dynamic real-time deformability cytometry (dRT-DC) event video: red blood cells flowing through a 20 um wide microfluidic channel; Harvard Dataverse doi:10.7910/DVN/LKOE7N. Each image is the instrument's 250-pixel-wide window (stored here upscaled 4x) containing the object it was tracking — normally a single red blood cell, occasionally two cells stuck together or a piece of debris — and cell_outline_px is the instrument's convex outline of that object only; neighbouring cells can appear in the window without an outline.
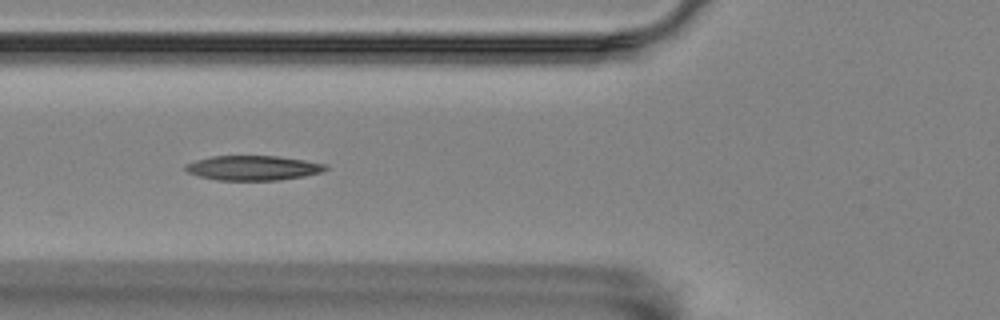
{"species": "Egyptian fruit bat (a non-hibernating species)", "species_latin": "Rousettus aegyptiacus", "temperature_condition": "room temperature", "stored_images_in_passage": 25, "camera_frame_rate_fps": 3000, "um_per_image_px": 0.085, "animal": {"sex": "female"}, "frame": {"image": 1, "passage_image": 18, "time_ms": 5.667, "image_size_px": [1000, 320], "cell_outline_px": [[328, 168], [320, 172], [304, 176], [280, 180], [216, 180], [200, 176], [188, 172], [184, 168], [184, 164], [196, 160], [212, 156], [276, 156], [304, 160], [328, 164]], "centroid_in_image_um": [21.51, 14.27], "position_along_channel_um": 104.3, "area_um2": 20.11}}
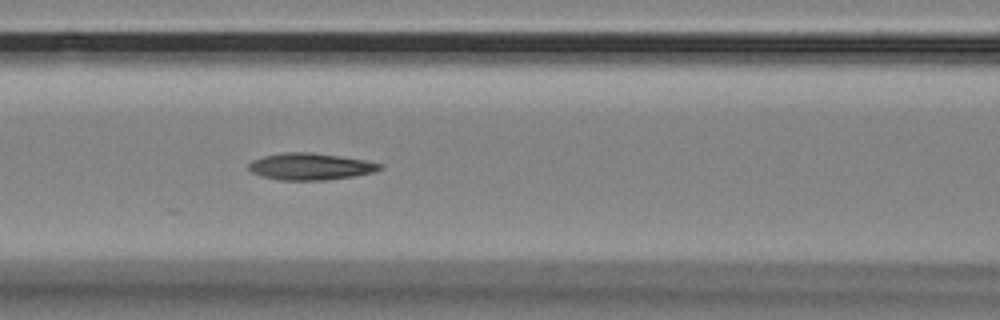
{"frame": {"image": 2, "passage_image": 21, "time_ms": 6.667, "image_size_px": [1000, 320], "cell_outline_px": [[384, 168], [372, 172], [352, 176], [328, 180], [280, 180], [260, 176], [252, 172], [248, 168], [248, 164], [252, 160], [264, 156], [284, 152], [312, 152], [368, 160], [384, 164]], "centroid_in_image_um": [26.4, 14.15], "position_along_channel_um": 140.2, "area_um2": 20.63}}
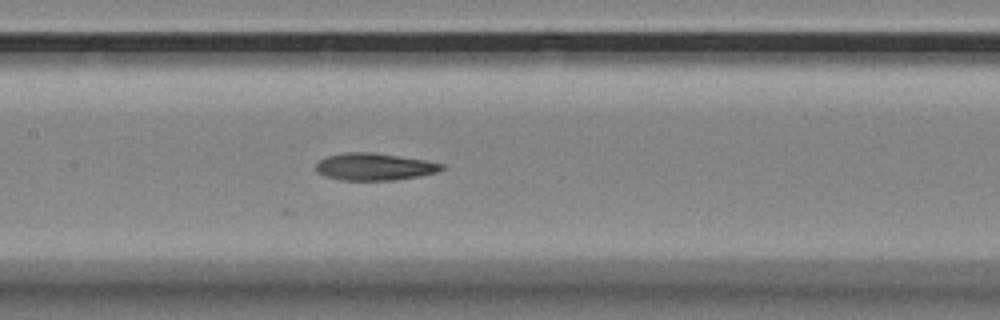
{"frame": {"image": 3, "passage_image": 24, "time_ms": 7.667, "image_size_px": [1000, 320], "cell_outline_px": [[444, 168], [436, 172], [420, 176], [396, 180], [340, 180], [324, 176], [316, 172], [316, 164], [320, 160], [328, 156], [344, 152], [372, 152], [424, 160], [444, 164]], "centroid_in_image_um": [31.8, 14.18], "position_along_channel_um": 175.6, "area_um2": 19.88}}